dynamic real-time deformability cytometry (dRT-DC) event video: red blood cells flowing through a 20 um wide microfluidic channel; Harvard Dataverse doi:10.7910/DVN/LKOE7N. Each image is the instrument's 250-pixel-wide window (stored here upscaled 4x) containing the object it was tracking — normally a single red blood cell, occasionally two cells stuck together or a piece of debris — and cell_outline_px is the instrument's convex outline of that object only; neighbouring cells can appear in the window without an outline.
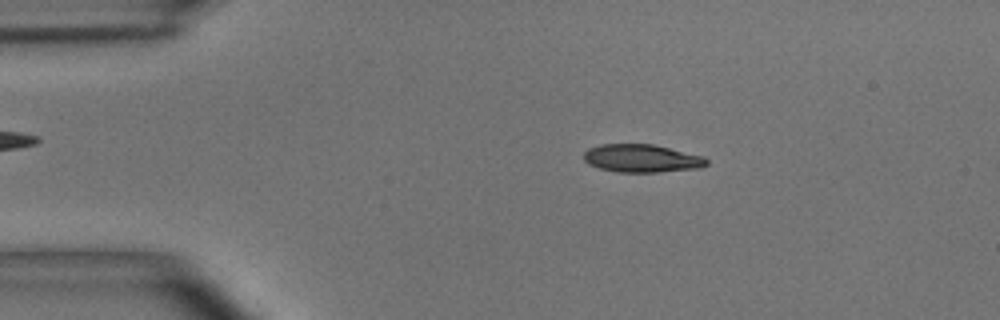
{"species": "common noctule bat (a hibernating species)", "species_latin": "Nyctalus noctula", "temperature_condition": "room temperature", "stored_images_in_passage": 6, "camera_frame_rate_fps": 3000, "um_per_image_px": 0.085, "animal": {"sex": "male", "body_mass_g": 15.6}, "frame": {"image": 1, "passage_image": 2, "time_ms": 0.333, "image_size_px": [1000, 320], "cell_outline_px": [[708, 164], [700, 168], [660, 172], [616, 172], [600, 168], [588, 164], [584, 160], [584, 152], [588, 148], [600, 144], [652, 144], [704, 156], [708, 160]], "centroid_in_image_um": [54.55, 13.46], "position_along_channel_um": 30.5, "area_um2": 20.11}}
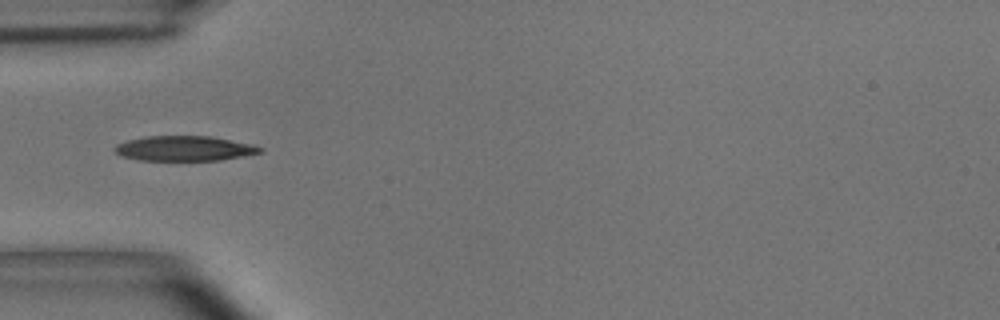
{"frame": {"image": 2, "passage_image": 4, "time_ms": 1.0, "image_size_px": [1000, 320], "cell_outline_px": [[264, 152], [220, 160], [140, 160], [120, 156], [112, 148], [116, 144], [128, 140], [144, 136], [208, 136], [252, 144], [264, 148]], "centroid_in_image_um": [15.65, 12.61], "position_along_channel_um": 69.3, "area_um2": 21.15}}
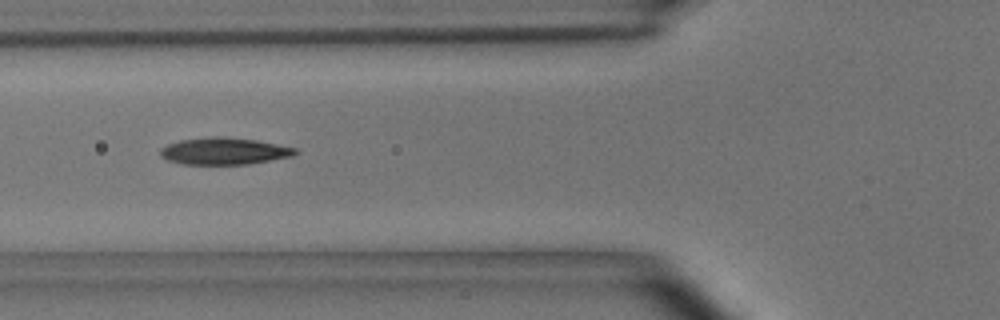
{"frame": {"image": 3, "passage_image": 5, "time_ms": 1.333, "image_size_px": [1000, 320], "cell_outline_px": [[300, 152], [292, 156], [248, 164], [184, 164], [168, 160], [160, 156], [160, 148], [168, 144], [180, 140], [212, 136], [220, 136], [256, 140], [296, 148]], "centroid_in_image_um": [19.05, 12.84], "position_along_channel_um": 106.8, "area_um2": 21.1}}